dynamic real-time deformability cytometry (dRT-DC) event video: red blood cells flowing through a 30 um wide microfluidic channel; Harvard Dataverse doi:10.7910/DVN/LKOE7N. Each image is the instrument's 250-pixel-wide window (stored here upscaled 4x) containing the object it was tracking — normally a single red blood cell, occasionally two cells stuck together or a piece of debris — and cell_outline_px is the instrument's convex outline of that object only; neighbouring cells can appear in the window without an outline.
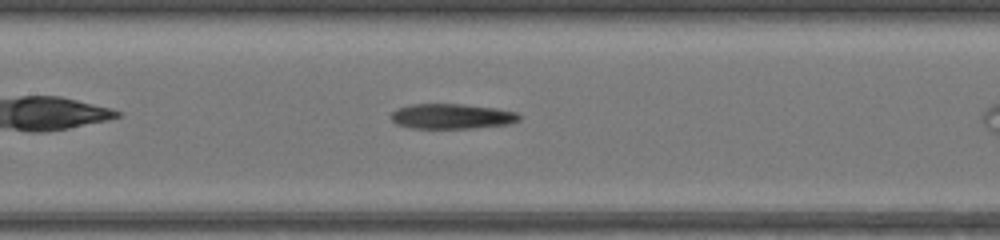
{"species": "common noctule bat (a hibernating species)", "species_latin": "Nyctalus noctula", "temperature_condition": "warm", "stored_images_in_passage": 38, "camera_frame_rate_fps": 3000, "um_per_image_px": 0.085, "animal": {"sex": "female", "body_mass_g": 17.0, "forearm_length_mm": 48.0}, "frame": {"image": 1, "passage_image": 22, "time_ms": 7.0, "image_size_px": [1000, 240], "cell_outline_px": [[520, 120], [508, 124], [472, 128], [416, 128], [396, 124], [392, 120], [392, 112], [400, 108], [412, 104], [464, 104], [496, 108], [516, 112], [520, 116]], "centroid_in_image_um": [38.43, 9.88], "position_along_channel_um": 169.0, "area_um2": 18.55}}